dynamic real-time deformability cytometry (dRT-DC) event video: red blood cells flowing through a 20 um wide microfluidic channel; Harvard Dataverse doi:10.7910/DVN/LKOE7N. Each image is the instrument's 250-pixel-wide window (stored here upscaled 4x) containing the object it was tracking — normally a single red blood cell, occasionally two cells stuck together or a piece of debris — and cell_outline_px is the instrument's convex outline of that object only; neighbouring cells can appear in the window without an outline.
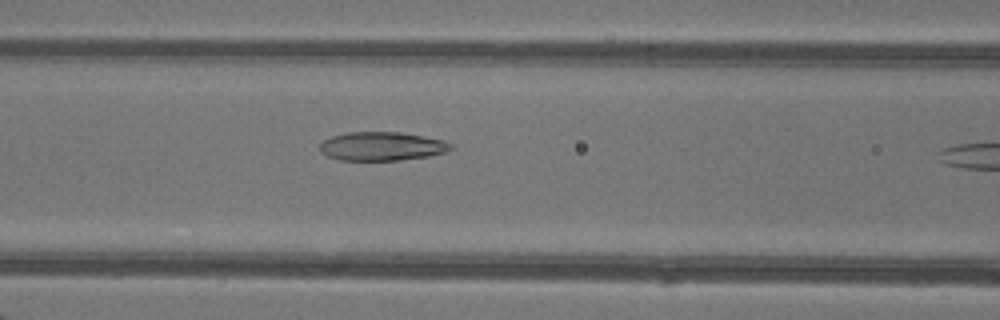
{"species": "common noctule bat (a hibernating species)", "species_latin": "Nyctalus noctula", "temperature_condition": "warm", "stored_images_in_passage": 10, "camera_frame_rate_fps": 3000, "um_per_image_px": 0.085, "animal": {"sex": "female"}, "frame": {"image": 1, "passage_image": 9, "time_ms": 2.667, "image_size_px": [1000, 320], "cell_outline_px": [[452, 148], [448, 152], [428, 156], [400, 160], [340, 160], [324, 156], [320, 152], [320, 144], [324, 140], [332, 136], [348, 132], [400, 132], [424, 136], [444, 140], [452, 144]], "centroid_in_image_um": [32.45, 12.43], "position_along_channel_um": 134.1, "area_um2": 22.08}}